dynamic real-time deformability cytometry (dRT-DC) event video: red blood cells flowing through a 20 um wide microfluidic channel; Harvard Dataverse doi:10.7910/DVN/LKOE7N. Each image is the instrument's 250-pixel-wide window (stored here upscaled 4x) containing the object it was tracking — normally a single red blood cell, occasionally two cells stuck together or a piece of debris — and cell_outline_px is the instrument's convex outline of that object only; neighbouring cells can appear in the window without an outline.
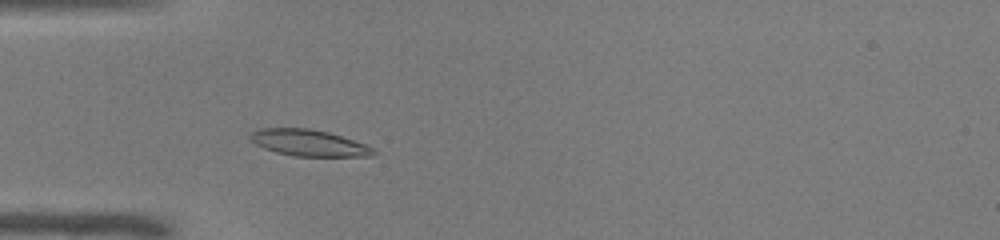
{"species": "common noctule bat (a hibernating species)", "species_latin": "Nyctalus noctula", "temperature_condition": "warm", "stored_images_in_passage": 44, "camera_frame_rate_fps": 3000, "um_per_image_px": 0.085, "animal": {"sex": "male", "body_mass_g": 19.0, "forearm_length_mm": 50.8}, "frame": {"image": 1, "passage_image": 9, "time_ms": 2.667, "image_size_px": [1000, 240], "cell_outline_px": [[376, 152], [372, 156], [292, 156], [276, 152], [264, 148], [256, 144], [248, 136], [256, 128], [308, 128], [328, 132], [364, 144], [372, 148]], "centroid_in_image_um": [26.19, 12.14], "position_along_channel_um": 58.8, "area_um2": 18.79}}
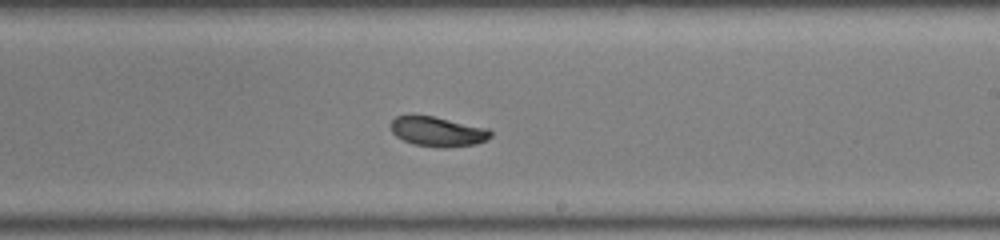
{"frame": {"image": 2, "passage_image": 24, "time_ms": 7.667, "image_size_px": [1000, 240], "cell_outline_px": [[492, 136], [488, 140], [476, 144], [444, 148], [412, 144], [396, 136], [392, 132], [388, 124], [396, 116], [412, 112], [432, 116], [488, 128], [492, 132]], "centroid_in_image_um": [37.15, 11.15], "position_along_channel_um": 251.8, "area_um2": 17.86}}
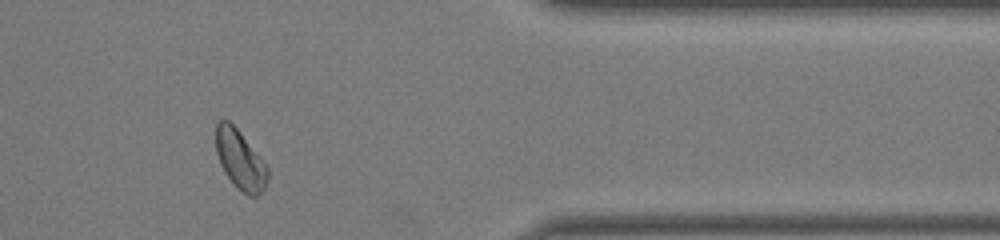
{"frame": {"image": 3, "passage_image": 36, "time_ms": 11.667, "image_size_px": [1000, 240], "cell_outline_px": [[268, 180], [264, 188], [256, 196], [248, 196], [236, 188], [224, 172], [220, 164], [216, 152], [216, 124], [220, 120], [228, 120], [236, 128], [268, 168]], "centroid_in_image_um": [20.39, 13.61], "position_along_channel_um": 391.0, "area_um2": 17.57}, "authors_computed_cell_mechanics": {"area_um2": 18.1203, "velocity_mm_per_s": 3.9591, "shape_relaxation_time_tau1_ms": 9.6796, "shape_relaxation_time_tau2_ms": 4.6009, "deformation_change_tau1": 0.1869, "deformation_change_tau2": 0.0678}}